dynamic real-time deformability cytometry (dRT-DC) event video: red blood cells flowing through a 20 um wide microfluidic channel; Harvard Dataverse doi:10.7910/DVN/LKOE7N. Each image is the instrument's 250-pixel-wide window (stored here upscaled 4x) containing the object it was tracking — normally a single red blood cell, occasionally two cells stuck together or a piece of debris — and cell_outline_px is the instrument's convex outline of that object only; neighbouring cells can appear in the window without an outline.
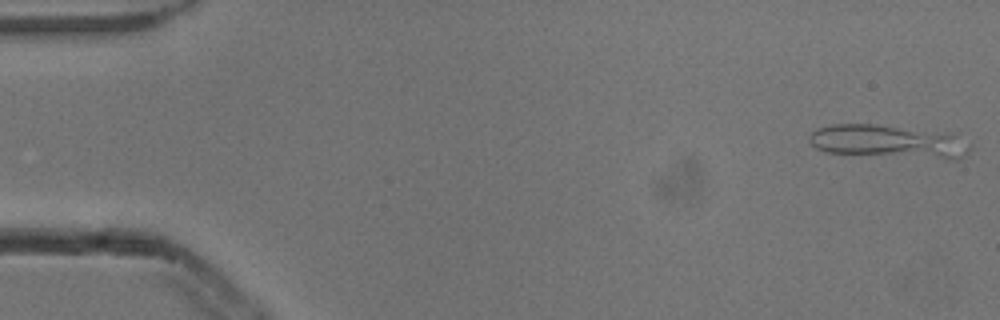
{"species": "common noctule bat (a hibernating species)", "species_latin": "Nyctalus noctula", "temperature_condition": "cold", "stored_images_in_passage": 5, "camera_frame_rate_fps": 3000, "um_per_image_px": 0.085, "animal": {"sex": "male", "body_mass_g": 13.3}, "frame": {"image": 1, "passage_image": 1, "time_ms": 0.0, "image_size_px": [1000, 320], "cell_outline_px": [[972, 148], [964, 156], [956, 160], [948, 160], [824, 152], [816, 148], [808, 140], [808, 136], [816, 128], [832, 124], [872, 124], [956, 132], [972, 144]], "centroid_in_image_um": [75.64, 12.03], "position_along_channel_um": 9.4, "area_um2": 32.25}}